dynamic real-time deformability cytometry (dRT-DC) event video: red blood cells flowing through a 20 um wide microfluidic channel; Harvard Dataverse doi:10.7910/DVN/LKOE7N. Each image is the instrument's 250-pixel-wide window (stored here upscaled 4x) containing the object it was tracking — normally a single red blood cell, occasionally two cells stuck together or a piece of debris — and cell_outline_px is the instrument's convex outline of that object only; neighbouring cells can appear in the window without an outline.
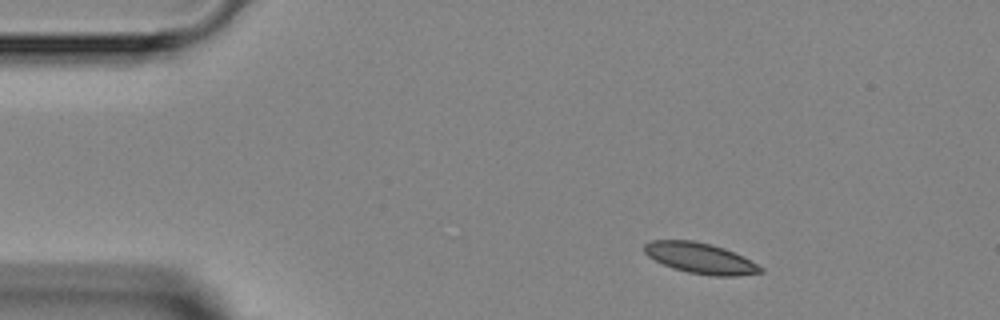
{"species": "Egyptian fruit bat (a non-hibernating species)", "species_latin": "Rousettus aegyptiacus", "temperature_condition": "room temperature", "stored_images_in_passage": 4, "camera_frame_rate_fps": 3000, "um_per_image_px": 0.085, "animal": {"sex": "female"}, "frame": {"image": 1, "passage_image": 1, "time_ms": 0.0, "image_size_px": [1000, 320], "cell_outline_px": [[764, 272], [736, 276], [716, 276], [688, 272], [672, 268], [648, 256], [644, 252], [644, 244], [652, 240], [692, 240], [712, 244], [724, 248], [764, 268]], "centroid_in_image_um": [59.5, 21.94], "position_along_channel_um": 25.5, "area_um2": 20.52}}
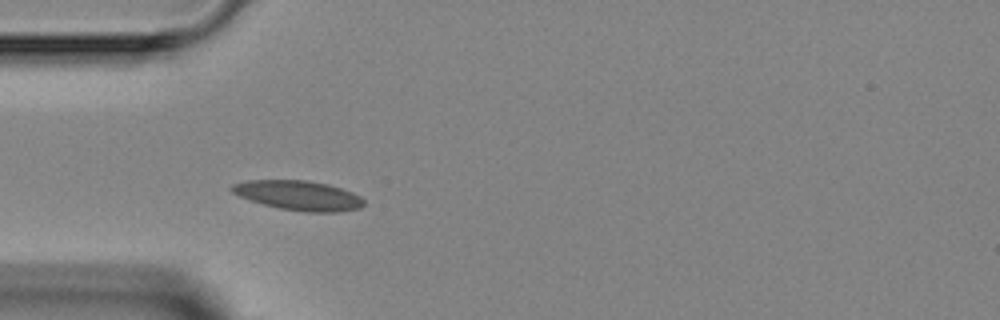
{"frame": {"image": 2, "passage_image": 3, "time_ms": 2.333, "image_size_px": [1000, 320], "cell_outline_px": [[364, 204], [360, 208], [336, 212], [304, 212], [280, 208], [264, 204], [240, 196], [232, 192], [228, 188], [232, 184], [248, 180], [308, 180], [328, 184], [352, 192], [360, 196], [364, 200]], "centroid_in_image_um": [25.38, 16.6], "position_along_channel_um": 59.6, "area_um2": 22.72}}
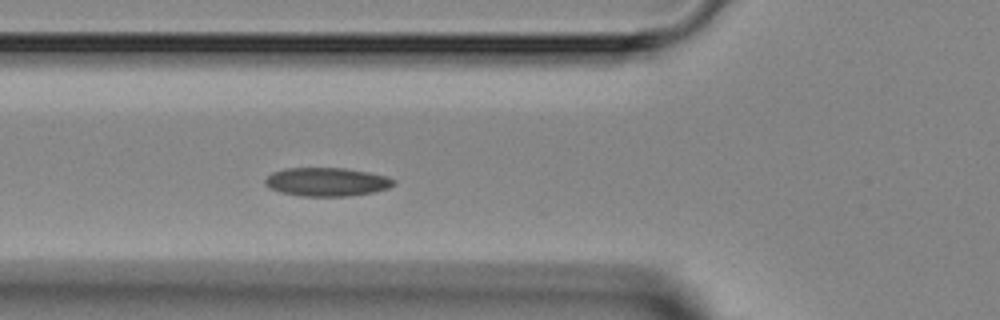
{"frame": {"image": 3, "passage_image": 4, "time_ms": 3.333, "image_size_px": [1000, 320], "cell_outline_px": [[396, 184], [388, 188], [372, 192], [348, 196], [300, 196], [280, 192], [264, 184], [264, 180], [272, 172], [284, 168], [344, 168], [368, 172], [388, 176], [396, 180]], "centroid_in_image_um": [27.79, 15.45], "position_along_channel_um": 98.0, "area_um2": 21.44}}